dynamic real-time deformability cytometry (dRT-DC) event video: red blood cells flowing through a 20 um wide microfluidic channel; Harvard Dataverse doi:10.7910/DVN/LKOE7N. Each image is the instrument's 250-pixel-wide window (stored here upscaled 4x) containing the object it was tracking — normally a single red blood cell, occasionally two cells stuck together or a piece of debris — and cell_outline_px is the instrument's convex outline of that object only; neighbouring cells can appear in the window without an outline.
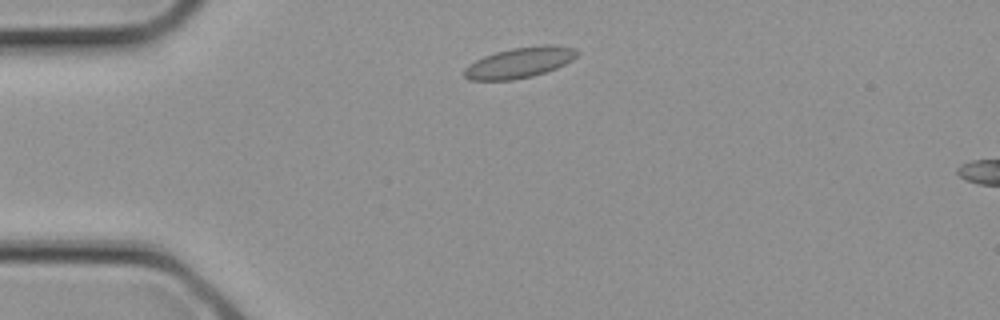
{"species": "common noctule bat (a hibernating species)", "species_latin": "Nyctalus noctula", "temperature_condition": "cold", "stored_images_in_passage": 3, "camera_frame_rate_fps": 3000, "um_per_image_px": 0.085, "animal": {"sex": "female", "body_mass_g": 21.9}, "frame": {"image": 1, "passage_image": 3, "time_ms": 0.667, "image_size_px": [1000, 320], "cell_outline_px": [[580, 52], [572, 60], [556, 68], [532, 76], [512, 80], [468, 80], [464, 76], [464, 68], [468, 64], [484, 56], [496, 52], [512, 48], [544, 44], [552, 44], [576, 48]], "centroid_in_image_um": [44.17, 5.31], "position_along_channel_um": 40.8, "area_um2": 20.17}}